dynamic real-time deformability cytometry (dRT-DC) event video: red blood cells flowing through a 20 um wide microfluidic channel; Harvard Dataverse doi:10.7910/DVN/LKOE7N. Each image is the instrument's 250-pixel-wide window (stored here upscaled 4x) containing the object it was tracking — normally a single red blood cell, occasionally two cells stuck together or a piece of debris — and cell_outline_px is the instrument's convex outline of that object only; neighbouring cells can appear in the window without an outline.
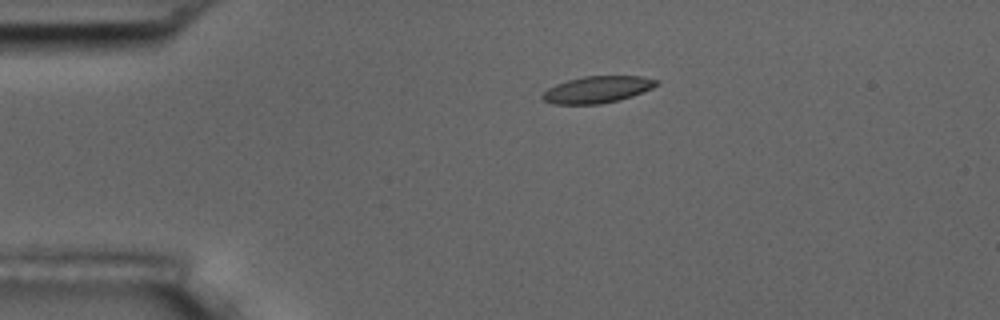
{"species": "common noctule bat (a hibernating species)", "species_latin": "Nyctalus noctula", "temperature_condition": "room temperature", "stored_images_in_passage": 10, "camera_frame_rate_fps": 3000, "um_per_image_px": 0.085, "animal": {"sex": "male", "body_mass_g": 17.5, "forearm_length_mm": 52.3}, "frame": {"image": 1, "passage_image": 4, "time_ms": 1.0, "image_size_px": [1000, 320], "cell_outline_px": [[660, 84], [652, 88], [632, 96], [620, 100], [600, 104], [552, 104], [544, 100], [540, 96], [548, 88], [556, 84], [568, 80], [584, 76], [644, 76], [660, 80]], "centroid_in_image_um": [50.81, 7.61], "position_along_channel_um": 34.2, "area_um2": 17.92}}
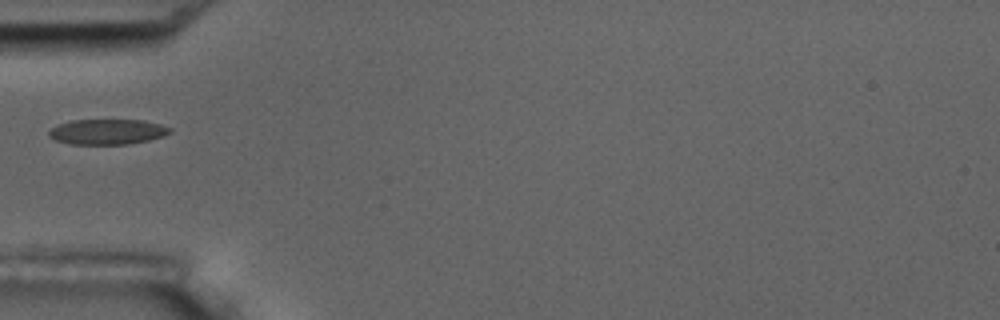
{"frame": {"image": 2, "passage_image": 6, "time_ms": 1.667, "image_size_px": [1000, 320], "cell_outline_px": [[172, 132], [164, 136], [148, 140], [128, 144], [68, 144], [56, 140], [48, 136], [48, 132], [56, 124], [72, 120], [144, 120], [160, 124], [172, 128]], "centroid_in_image_um": [9.12, 11.2], "position_along_channel_um": 75.9, "area_um2": 17.98}}
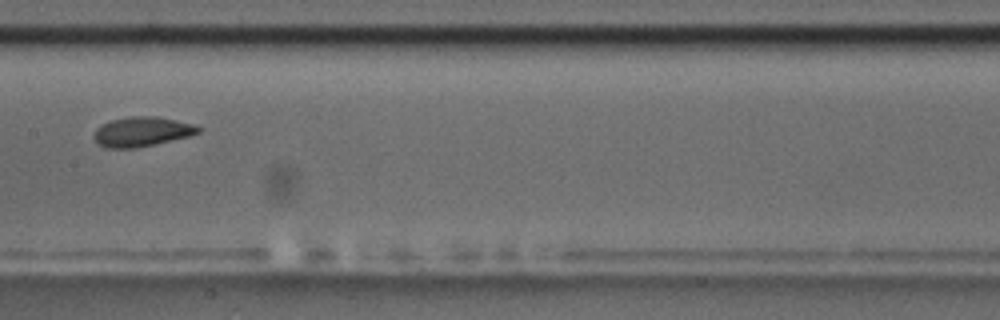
{"frame": {"image": 3, "passage_image": 9, "time_ms": 2.667, "image_size_px": [1000, 320], "cell_outline_px": [[200, 132], [192, 136], [132, 148], [104, 148], [92, 136], [96, 128], [100, 124], [112, 120], [128, 116], [156, 116], [196, 124], [200, 128]], "centroid_in_image_um": [12.06, 11.18], "position_along_channel_um": 195.3, "area_um2": 18.09}}